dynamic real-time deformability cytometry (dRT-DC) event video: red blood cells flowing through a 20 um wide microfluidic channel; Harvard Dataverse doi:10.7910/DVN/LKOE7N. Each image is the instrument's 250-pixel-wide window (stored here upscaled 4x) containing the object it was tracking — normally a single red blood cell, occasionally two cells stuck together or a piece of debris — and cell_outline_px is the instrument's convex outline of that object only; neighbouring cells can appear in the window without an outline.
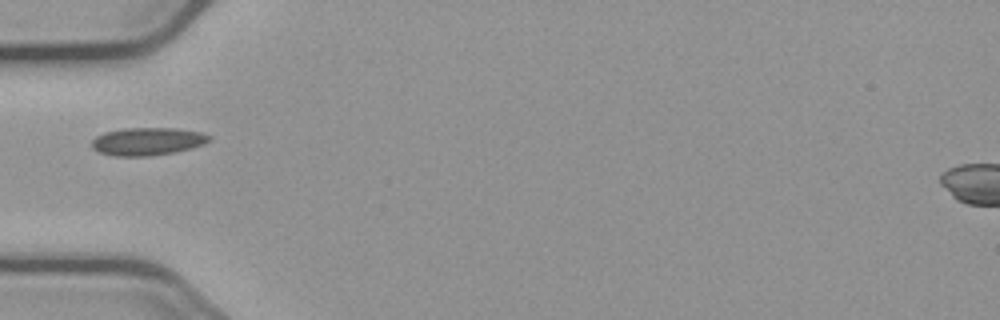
{"species": "common noctule bat (a hibernating species)", "species_latin": "Nyctalus noctula", "temperature_condition": "cold", "stored_images_in_passage": 38, "camera_frame_rate_fps": 3000, "um_per_image_px": 0.085, "animal": {"sex": "male", "body_mass_g": 23.1, "forearm_length_mm": 52.7}, "frame": {"image": 1, "passage_image": 1, "time_ms": 0.0, "image_size_px": [1000, 320], "cell_outline_px": [[212, 140], [204, 144], [176, 152], [148, 156], [116, 156], [100, 152], [92, 148], [92, 140], [96, 136], [104, 132], [124, 128], [176, 128], [200, 132], [212, 136]], "centroid_in_image_um": [12.56, 12.01], "position_along_channel_um": 72.4, "area_um2": 19.07}}
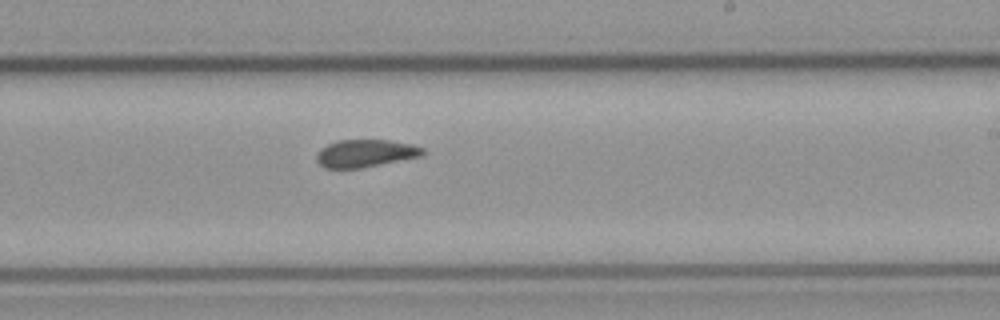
{"frame": {"image": 2, "passage_image": 16, "time_ms": 5.0, "image_size_px": [1000, 320], "cell_outline_px": [[424, 156], [360, 168], [324, 168], [316, 160], [316, 156], [320, 148], [328, 144], [340, 140], [388, 140], [412, 144], [424, 148]], "centroid_in_image_um": [31.08, 13.03], "position_along_channel_um": 257.9, "area_um2": 17.11}}
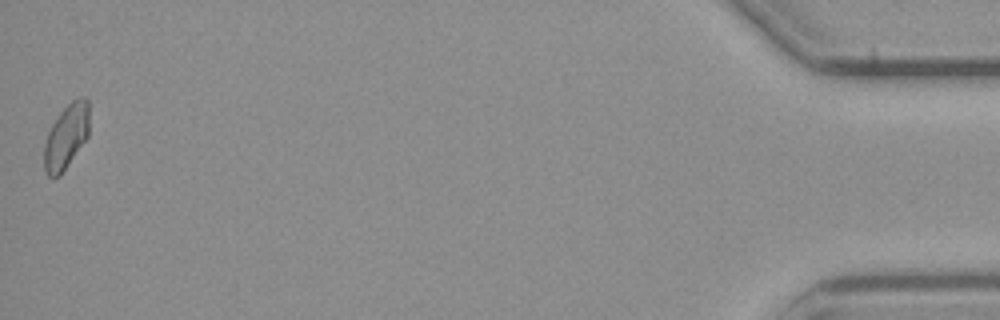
{"frame": {"image": 3, "passage_image": 38, "time_ms": 12.333, "image_size_px": [1000, 320], "cell_outline_px": [[88, 136], [60, 176], [48, 176], [44, 168], [44, 144], [48, 132], [52, 124], [60, 112], [72, 100], [80, 96], [84, 96], [88, 100]], "centroid_in_image_um": [5.62, 11.59], "position_along_channel_um": 429.6, "area_um2": 16.82}}